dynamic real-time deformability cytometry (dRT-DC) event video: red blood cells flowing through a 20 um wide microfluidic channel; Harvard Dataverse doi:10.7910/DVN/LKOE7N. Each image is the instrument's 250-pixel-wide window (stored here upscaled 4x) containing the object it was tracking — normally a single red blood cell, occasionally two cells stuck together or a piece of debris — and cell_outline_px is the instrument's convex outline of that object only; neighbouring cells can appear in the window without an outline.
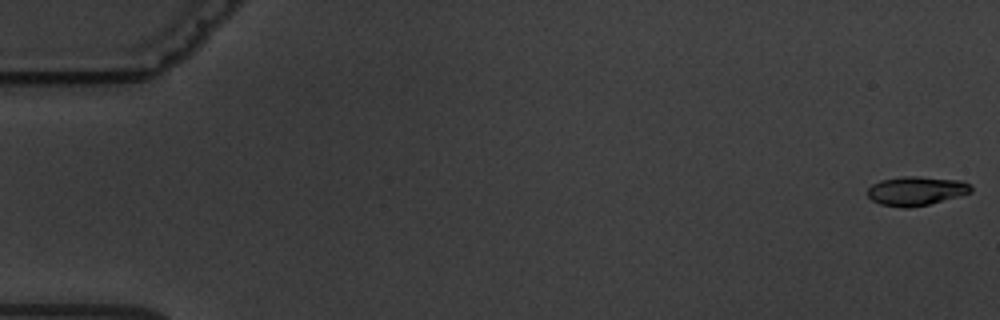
{"species": "common noctule bat (a hibernating species)", "species_latin": "Nyctalus noctula", "temperature_condition": "warm", "stored_images_in_passage": 5, "camera_frame_rate_fps": 3000, "um_per_image_px": 0.085, "animal": {"sex": "male", "body_mass_g": 19.5, "forearm_length_mm": 54.6}, "frame": {"image": 1, "passage_image": 1, "time_ms": 0.0, "image_size_px": [1000, 320], "cell_outline_px": [[972, 192], [960, 196], [928, 204], [908, 208], [904, 208], [880, 204], [872, 200], [868, 196], [868, 188], [872, 184], [880, 180], [904, 176], [916, 176], [960, 180], [972, 184]], "centroid_in_image_um": [77.89, 16.22], "position_along_channel_um": 7.1, "area_um2": 17.57}}
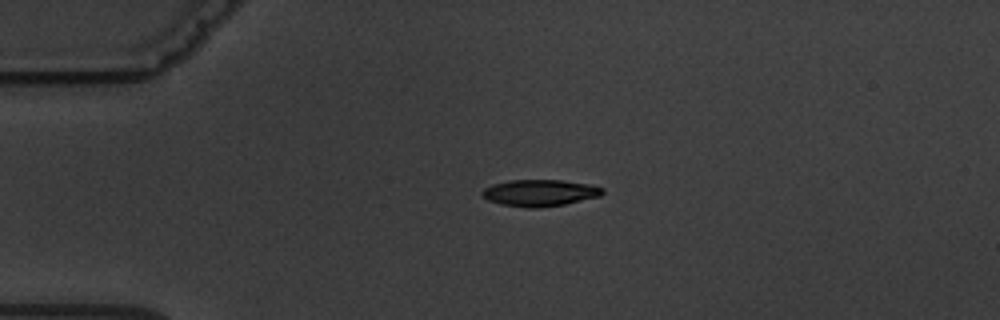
{"frame": {"image": 2, "passage_image": 4, "time_ms": 4.333, "image_size_px": [1000, 320], "cell_outline_px": [[604, 192], [600, 196], [564, 204], [540, 208], [528, 208], [500, 204], [488, 200], [480, 196], [480, 192], [484, 188], [492, 184], [508, 180], [560, 180], [588, 184], [604, 188]], "centroid_in_image_um": [45.83, 16.39], "position_along_channel_um": 39.2, "area_um2": 18.79}}